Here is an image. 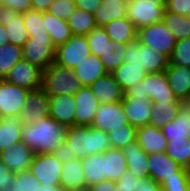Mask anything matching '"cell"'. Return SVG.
<instances>
[{
  "instance_id": "cell-10",
  "label": "cell",
  "mask_w": 190,
  "mask_h": 191,
  "mask_svg": "<svg viewBox=\"0 0 190 191\" xmlns=\"http://www.w3.org/2000/svg\"><path fill=\"white\" fill-rule=\"evenodd\" d=\"M50 99L42 89L29 90L19 113L21 125L34 124L49 116Z\"/></svg>"
},
{
  "instance_id": "cell-30",
  "label": "cell",
  "mask_w": 190,
  "mask_h": 191,
  "mask_svg": "<svg viewBox=\"0 0 190 191\" xmlns=\"http://www.w3.org/2000/svg\"><path fill=\"white\" fill-rule=\"evenodd\" d=\"M103 160L105 161L106 180L118 181L128 168L122 149L108 148L103 153Z\"/></svg>"
},
{
  "instance_id": "cell-11",
  "label": "cell",
  "mask_w": 190,
  "mask_h": 191,
  "mask_svg": "<svg viewBox=\"0 0 190 191\" xmlns=\"http://www.w3.org/2000/svg\"><path fill=\"white\" fill-rule=\"evenodd\" d=\"M63 163L49 153H35L30 165V172L41 183L50 185H60L61 171Z\"/></svg>"
},
{
  "instance_id": "cell-7",
  "label": "cell",
  "mask_w": 190,
  "mask_h": 191,
  "mask_svg": "<svg viewBox=\"0 0 190 191\" xmlns=\"http://www.w3.org/2000/svg\"><path fill=\"white\" fill-rule=\"evenodd\" d=\"M137 38L141 44L153 48L168 59L172 56L176 44L173 33L162 21L138 29Z\"/></svg>"
},
{
  "instance_id": "cell-16",
  "label": "cell",
  "mask_w": 190,
  "mask_h": 191,
  "mask_svg": "<svg viewBox=\"0 0 190 191\" xmlns=\"http://www.w3.org/2000/svg\"><path fill=\"white\" fill-rule=\"evenodd\" d=\"M128 124V119L122 108V102L111 104L101 103L95 114L92 127L104 132L115 130Z\"/></svg>"
},
{
  "instance_id": "cell-19",
  "label": "cell",
  "mask_w": 190,
  "mask_h": 191,
  "mask_svg": "<svg viewBox=\"0 0 190 191\" xmlns=\"http://www.w3.org/2000/svg\"><path fill=\"white\" fill-rule=\"evenodd\" d=\"M49 116L65 128L75 125L76 103L74 95L49 96Z\"/></svg>"
},
{
  "instance_id": "cell-6",
  "label": "cell",
  "mask_w": 190,
  "mask_h": 191,
  "mask_svg": "<svg viewBox=\"0 0 190 191\" xmlns=\"http://www.w3.org/2000/svg\"><path fill=\"white\" fill-rule=\"evenodd\" d=\"M167 0H129L127 16L138 29L162 21Z\"/></svg>"
},
{
  "instance_id": "cell-3",
  "label": "cell",
  "mask_w": 190,
  "mask_h": 191,
  "mask_svg": "<svg viewBox=\"0 0 190 191\" xmlns=\"http://www.w3.org/2000/svg\"><path fill=\"white\" fill-rule=\"evenodd\" d=\"M124 96L149 98L151 102L179 101L170 88L165 71L147 73L141 82L128 87Z\"/></svg>"
},
{
  "instance_id": "cell-36",
  "label": "cell",
  "mask_w": 190,
  "mask_h": 191,
  "mask_svg": "<svg viewBox=\"0 0 190 191\" xmlns=\"http://www.w3.org/2000/svg\"><path fill=\"white\" fill-rule=\"evenodd\" d=\"M72 35L87 36L96 26L94 14L76 8L67 19Z\"/></svg>"
},
{
  "instance_id": "cell-13",
  "label": "cell",
  "mask_w": 190,
  "mask_h": 191,
  "mask_svg": "<svg viewBox=\"0 0 190 191\" xmlns=\"http://www.w3.org/2000/svg\"><path fill=\"white\" fill-rule=\"evenodd\" d=\"M42 71L39 66L22 58L11 68L5 80L28 90H34L41 88Z\"/></svg>"
},
{
  "instance_id": "cell-51",
  "label": "cell",
  "mask_w": 190,
  "mask_h": 191,
  "mask_svg": "<svg viewBox=\"0 0 190 191\" xmlns=\"http://www.w3.org/2000/svg\"><path fill=\"white\" fill-rule=\"evenodd\" d=\"M76 8L93 13L100 6L102 0H74Z\"/></svg>"
},
{
  "instance_id": "cell-39",
  "label": "cell",
  "mask_w": 190,
  "mask_h": 191,
  "mask_svg": "<svg viewBox=\"0 0 190 191\" xmlns=\"http://www.w3.org/2000/svg\"><path fill=\"white\" fill-rule=\"evenodd\" d=\"M165 153L182 168H185L190 163V139L168 140Z\"/></svg>"
},
{
  "instance_id": "cell-55",
  "label": "cell",
  "mask_w": 190,
  "mask_h": 191,
  "mask_svg": "<svg viewBox=\"0 0 190 191\" xmlns=\"http://www.w3.org/2000/svg\"><path fill=\"white\" fill-rule=\"evenodd\" d=\"M57 160L61 163H65L70 160V151H69V145H67L65 142L62 144V146L54 151L52 153Z\"/></svg>"
},
{
  "instance_id": "cell-41",
  "label": "cell",
  "mask_w": 190,
  "mask_h": 191,
  "mask_svg": "<svg viewBox=\"0 0 190 191\" xmlns=\"http://www.w3.org/2000/svg\"><path fill=\"white\" fill-rule=\"evenodd\" d=\"M29 37H47L49 32L46 30L43 21V12L28 10L22 14Z\"/></svg>"
},
{
  "instance_id": "cell-14",
  "label": "cell",
  "mask_w": 190,
  "mask_h": 191,
  "mask_svg": "<svg viewBox=\"0 0 190 191\" xmlns=\"http://www.w3.org/2000/svg\"><path fill=\"white\" fill-rule=\"evenodd\" d=\"M28 89L0 79V118L7 115H19L25 103Z\"/></svg>"
},
{
  "instance_id": "cell-44",
  "label": "cell",
  "mask_w": 190,
  "mask_h": 191,
  "mask_svg": "<svg viewBox=\"0 0 190 191\" xmlns=\"http://www.w3.org/2000/svg\"><path fill=\"white\" fill-rule=\"evenodd\" d=\"M14 182L15 191H38L41 184L30 172V170H24L16 173Z\"/></svg>"
},
{
  "instance_id": "cell-62",
  "label": "cell",
  "mask_w": 190,
  "mask_h": 191,
  "mask_svg": "<svg viewBox=\"0 0 190 191\" xmlns=\"http://www.w3.org/2000/svg\"><path fill=\"white\" fill-rule=\"evenodd\" d=\"M129 0H102V2H107V3H111V2H128Z\"/></svg>"
},
{
  "instance_id": "cell-32",
  "label": "cell",
  "mask_w": 190,
  "mask_h": 191,
  "mask_svg": "<svg viewBox=\"0 0 190 191\" xmlns=\"http://www.w3.org/2000/svg\"><path fill=\"white\" fill-rule=\"evenodd\" d=\"M43 21L55 47L66 43L72 37L67 20L58 18L46 11L43 12Z\"/></svg>"
},
{
  "instance_id": "cell-12",
  "label": "cell",
  "mask_w": 190,
  "mask_h": 191,
  "mask_svg": "<svg viewBox=\"0 0 190 191\" xmlns=\"http://www.w3.org/2000/svg\"><path fill=\"white\" fill-rule=\"evenodd\" d=\"M149 178L162 184L171 177H187L185 168H182L165 152L148 154Z\"/></svg>"
},
{
  "instance_id": "cell-61",
  "label": "cell",
  "mask_w": 190,
  "mask_h": 191,
  "mask_svg": "<svg viewBox=\"0 0 190 191\" xmlns=\"http://www.w3.org/2000/svg\"><path fill=\"white\" fill-rule=\"evenodd\" d=\"M186 175L190 183V163L185 167Z\"/></svg>"
},
{
  "instance_id": "cell-25",
  "label": "cell",
  "mask_w": 190,
  "mask_h": 191,
  "mask_svg": "<svg viewBox=\"0 0 190 191\" xmlns=\"http://www.w3.org/2000/svg\"><path fill=\"white\" fill-rule=\"evenodd\" d=\"M122 152L127 161V170L139 179L149 177L148 154L143 151L137 141L123 148Z\"/></svg>"
},
{
  "instance_id": "cell-8",
  "label": "cell",
  "mask_w": 190,
  "mask_h": 191,
  "mask_svg": "<svg viewBox=\"0 0 190 191\" xmlns=\"http://www.w3.org/2000/svg\"><path fill=\"white\" fill-rule=\"evenodd\" d=\"M90 54L87 37L72 35L66 43L56 47L55 63L73 70Z\"/></svg>"
},
{
  "instance_id": "cell-34",
  "label": "cell",
  "mask_w": 190,
  "mask_h": 191,
  "mask_svg": "<svg viewBox=\"0 0 190 191\" xmlns=\"http://www.w3.org/2000/svg\"><path fill=\"white\" fill-rule=\"evenodd\" d=\"M112 74L115 80L125 91L133 84L141 82L147 72L141 65L123 62L117 69L112 72Z\"/></svg>"
},
{
  "instance_id": "cell-46",
  "label": "cell",
  "mask_w": 190,
  "mask_h": 191,
  "mask_svg": "<svg viewBox=\"0 0 190 191\" xmlns=\"http://www.w3.org/2000/svg\"><path fill=\"white\" fill-rule=\"evenodd\" d=\"M75 9L74 0H54L47 12L58 18L67 20Z\"/></svg>"
},
{
  "instance_id": "cell-4",
  "label": "cell",
  "mask_w": 190,
  "mask_h": 191,
  "mask_svg": "<svg viewBox=\"0 0 190 191\" xmlns=\"http://www.w3.org/2000/svg\"><path fill=\"white\" fill-rule=\"evenodd\" d=\"M81 87L82 85L73 70L55 62L42 71L41 88L48 96L75 95Z\"/></svg>"
},
{
  "instance_id": "cell-29",
  "label": "cell",
  "mask_w": 190,
  "mask_h": 191,
  "mask_svg": "<svg viewBox=\"0 0 190 191\" xmlns=\"http://www.w3.org/2000/svg\"><path fill=\"white\" fill-rule=\"evenodd\" d=\"M91 54L101 60L110 53L114 52L117 43L112 41L103 26H96L87 36Z\"/></svg>"
},
{
  "instance_id": "cell-59",
  "label": "cell",
  "mask_w": 190,
  "mask_h": 191,
  "mask_svg": "<svg viewBox=\"0 0 190 191\" xmlns=\"http://www.w3.org/2000/svg\"><path fill=\"white\" fill-rule=\"evenodd\" d=\"M38 191H64L60 185H46L40 184Z\"/></svg>"
},
{
  "instance_id": "cell-35",
  "label": "cell",
  "mask_w": 190,
  "mask_h": 191,
  "mask_svg": "<svg viewBox=\"0 0 190 191\" xmlns=\"http://www.w3.org/2000/svg\"><path fill=\"white\" fill-rule=\"evenodd\" d=\"M127 16V2H101L94 12L97 26H105L113 20Z\"/></svg>"
},
{
  "instance_id": "cell-53",
  "label": "cell",
  "mask_w": 190,
  "mask_h": 191,
  "mask_svg": "<svg viewBox=\"0 0 190 191\" xmlns=\"http://www.w3.org/2000/svg\"><path fill=\"white\" fill-rule=\"evenodd\" d=\"M135 191H162L160 184L151 178L140 179V186Z\"/></svg>"
},
{
  "instance_id": "cell-26",
  "label": "cell",
  "mask_w": 190,
  "mask_h": 191,
  "mask_svg": "<svg viewBox=\"0 0 190 191\" xmlns=\"http://www.w3.org/2000/svg\"><path fill=\"white\" fill-rule=\"evenodd\" d=\"M74 75L82 86H90L98 78L107 74L102 60L90 54L85 60L73 69Z\"/></svg>"
},
{
  "instance_id": "cell-20",
  "label": "cell",
  "mask_w": 190,
  "mask_h": 191,
  "mask_svg": "<svg viewBox=\"0 0 190 191\" xmlns=\"http://www.w3.org/2000/svg\"><path fill=\"white\" fill-rule=\"evenodd\" d=\"M167 140L190 139V100H179L176 118L161 128Z\"/></svg>"
},
{
  "instance_id": "cell-37",
  "label": "cell",
  "mask_w": 190,
  "mask_h": 191,
  "mask_svg": "<svg viewBox=\"0 0 190 191\" xmlns=\"http://www.w3.org/2000/svg\"><path fill=\"white\" fill-rule=\"evenodd\" d=\"M162 22L173 33L176 40L190 38V19L185 15L165 10Z\"/></svg>"
},
{
  "instance_id": "cell-38",
  "label": "cell",
  "mask_w": 190,
  "mask_h": 191,
  "mask_svg": "<svg viewBox=\"0 0 190 191\" xmlns=\"http://www.w3.org/2000/svg\"><path fill=\"white\" fill-rule=\"evenodd\" d=\"M22 58L21 46L11 43L0 46V79H5L11 68Z\"/></svg>"
},
{
  "instance_id": "cell-15",
  "label": "cell",
  "mask_w": 190,
  "mask_h": 191,
  "mask_svg": "<svg viewBox=\"0 0 190 191\" xmlns=\"http://www.w3.org/2000/svg\"><path fill=\"white\" fill-rule=\"evenodd\" d=\"M75 125L92 126L95 114L99 108V101L90 86H82L74 95Z\"/></svg>"
},
{
  "instance_id": "cell-58",
  "label": "cell",
  "mask_w": 190,
  "mask_h": 191,
  "mask_svg": "<svg viewBox=\"0 0 190 191\" xmlns=\"http://www.w3.org/2000/svg\"><path fill=\"white\" fill-rule=\"evenodd\" d=\"M9 43V37L7 35V31L5 26L0 25V46Z\"/></svg>"
},
{
  "instance_id": "cell-5",
  "label": "cell",
  "mask_w": 190,
  "mask_h": 191,
  "mask_svg": "<svg viewBox=\"0 0 190 191\" xmlns=\"http://www.w3.org/2000/svg\"><path fill=\"white\" fill-rule=\"evenodd\" d=\"M124 62L141 65L147 73H158L167 69L169 59L136 38L126 45Z\"/></svg>"
},
{
  "instance_id": "cell-60",
  "label": "cell",
  "mask_w": 190,
  "mask_h": 191,
  "mask_svg": "<svg viewBox=\"0 0 190 191\" xmlns=\"http://www.w3.org/2000/svg\"><path fill=\"white\" fill-rule=\"evenodd\" d=\"M0 191H15V182L14 179H10L8 184L1 185Z\"/></svg>"
},
{
  "instance_id": "cell-31",
  "label": "cell",
  "mask_w": 190,
  "mask_h": 191,
  "mask_svg": "<svg viewBox=\"0 0 190 191\" xmlns=\"http://www.w3.org/2000/svg\"><path fill=\"white\" fill-rule=\"evenodd\" d=\"M178 110L179 101L152 102V110L148 124L161 129L168 122L176 118Z\"/></svg>"
},
{
  "instance_id": "cell-49",
  "label": "cell",
  "mask_w": 190,
  "mask_h": 191,
  "mask_svg": "<svg viewBox=\"0 0 190 191\" xmlns=\"http://www.w3.org/2000/svg\"><path fill=\"white\" fill-rule=\"evenodd\" d=\"M165 9L190 19V0H167Z\"/></svg>"
},
{
  "instance_id": "cell-23",
  "label": "cell",
  "mask_w": 190,
  "mask_h": 191,
  "mask_svg": "<svg viewBox=\"0 0 190 191\" xmlns=\"http://www.w3.org/2000/svg\"><path fill=\"white\" fill-rule=\"evenodd\" d=\"M165 73L177 99L190 100V67L168 64Z\"/></svg>"
},
{
  "instance_id": "cell-47",
  "label": "cell",
  "mask_w": 190,
  "mask_h": 191,
  "mask_svg": "<svg viewBox=\"0 0 190 191\" xmlns=\"http://www.w3.org/2000/svg\"><path fill=\"white\" fill-rule=\"evenodd\" d=\"M140 186V179L137 178L132 172H126L116 181L114 191H135Z\"/></svg>"
},
{
  "instance_id": "cell-18",
  "label": "cell",
  "mask_w": 190,
  "mask_h": 191,
  "mask_svg": "<svg viewBox=\"0 0 190 191\" xmlns=\"http://www.w3.org/2000/svg\"><path fill=\"white\" fill-rule=\"evenodd\" d=\"M121 102L129 124L137 128L149 123L152 110V102L149 98L124 96Z\"/></svg>"
},
{
  "instance_id": "cell-48",
  "label": "cell",
  "mask_w": 190,
  "mask_h": 191,
  "mask_svg": "<svg viewBox=\"0 0 190 191\" xmlns=\"http://www.w3.org/2000/svg\"><path fill=\"white\" fill-rule=\"evenodd\" d=\"M162 191H189V180L187 177H171L161 185Z\"/></svg>"
},
{
  "instance_id": "cell-17",
  "label": "cell",
  "mask_w": 190,
  "mask_h": 191,
  "mask_svg": "<svg viewBox=\"0 0 190 191\" xmlns=\"http://www.w3.org/2000/svg\"><path fill=\"white\" fill-rule=\"evenodd\" d=\"M35 153L23 142L10 145L0 152V161L14 173L29 170Z\"/></svg>"
},
{
  "instance_id": "cell-9",
  "label": "cell",
  "mask_w": 190,
  "mask_h": 191,
  "mask_svg": "<svg viewBox=\"0 0 190 191\" xmlns=\"http://www.w3.org/2000/svg\"><path fill=\"white\" fill-rule=\"evenodd\" d=\"M22 51L25 60L43 70L55 62L56 47L50 36L29 37L22 46Z\"/></svg>"
},
{
  "instance_id": "cell-52",
  "label": "cell",
  "mask_w": 190,
  "mask_h": 191,
  "mask_svg": "<svg viewBox=\"0 0 190 191\" xmlns=\"http://www.w3.org/2000/svg\"><path fill=\"white\" fill-rule=\"evenodd\" d=\"M18 13L11 8L0 4V25L7 26L9 21L14 19Z\"/></svg>"
},
{
  "instance_id": "cell-50",
  "label": "cell",
  "mask_w": 190,
  "mask_h": 191,
  "mask_svg": "<svg viewBox=\"0 0 190 191\" xmlns=\"http://www.w3.org/2000/svg\"><path fill=\"white\" fill-rule=\"evenodd\" d=\"M0 4L11 8L18 14L32 10V0H0Z\"/></svg>"
},
{
  "instance_id": "cell-33",
  "label": "cell",
  "mask_w": 190,
  "mask_h": 191,
  "mask_svg": "<svg viewBox=\"0 0 190 191\" xmlns=\"http://www.w3.org/2000/svg\"><path fill=\"white\" fill-rule=\"evenodd\" d=\"M86 187H90L99 182L106 180L105 176V161L103 153L92 154L84 159H81Z\"/></svg>"
},
{
  "instance_id": "cell-2",
  "label": "cell",
  "mask_w": 190,
  "mask_h": 191,
  "mask_svg": "<svg viewBox=\"0 0 190 191\" xmlns=\"http://www.w3.org/2000/svg\"><path fill=\"white\" fill-rule=\"evenodd\" d=\"M64 142L69 145L70 160L104 153L111 147L108 134L92 126L67 127Z\"/></svg>"
},
{
  "instance_id": "cell-28",
  "label": "cell",
  "mask_w": 190,
  "mask_h": 191,
  "mask_svg": "<svg viewBox=\"0 0 190 191\" xmlns=\"http://www.w3.org/2000/svg\"><path fill=\"white\" fill-rule=\"evenodd\" d=\"M103 27L109 38L117 44H128L137 38L138 30L128 17L113 20Z\"/></svg>"
},
{
  "instance_id": "cell-43",
  "label": "cell",
  "mask_w": 190,
  "mask_h": 191,
  "mask_svg": "<svg viewBox=\"0 0 190 191\" xmlns=\"http://www.w3.org/2000/svg\"><path fill=\"white\" fill-rule=\"evenodd\" d=\"M168 64L190 67V38L176 40Z\"/></svg>"
},
{
  "instance_id": "cell-22",
  "label": "cell",
  "mask_w": 190,
  "mask_h": 191,
  "mask_svg": "<svg viewBox=\"0 0 190 191\" xmlns=\"http://www.w3.org/2000/svg\"><path fill=\"white\" fill-rule=\"evenodd\" d=\"M136 141L146 154L165 152L168 142L162 130L150 124L137 127Z\"/></svg>"
},
{
  "instance_id": "cell-54",
  "label": "cell",
  "mask_w": 190,
  "mask_h": 191,
  "mask_svg": "<svg viewBox=\"0 0 190 191\" xmlns=\"http://www.w3.org/2000/svg\"><path fill=\"white\" fill-rule=\"evenodd\" d=\"M116 182L111 180H104L87 188V191H114Z\"/></svg>"
},
{
  "instance_id": "cell-27",
  "label": "cell",
  "mask_w": 190,
  "mask_h": 191,
  "mask_svg": "<svg viewBox=\"0 0 190 191\" xmlns=\"http://www.w3.org/2000/svg\"><path fill=\"white\" fill-rule=\"evenodd\" d=\"M21 132L19 115L11 114L0 118V152L10 145L21 143Z\"/></svg>"
},
{
  "instance_id": "cell-45",
  "label": "cell",
  "mask_w": 190,
  "mask_h": 191,
  "mask_svg": "<svg viewBox=\"0 0 190 191\" xmlns=\"http://www.w3.org/2000/svg\"><path fill=\"white\" fill-rule=\"evenodd\" d=\"M125 43H118L113 53H110L102 59L103 65L107 73H112L124 62V55L126 51Z\"/></svg>"
},
{
  "instance_id": "cell-1",
  "label": "cell",
  "mask_w": 190,
  "mask_h": 191,
  "mask_svg": "<svg viewBox=\"0 0 190 191\" xmlns=\"http://www.w3.org/2000/svg\"><path fill=\"white\" fill-rule=\"evenodd\" d=\"M65 127L50 116L34 124L22 126V142L34 153H49L59 149L65 141Z\"/></svg>"
},
{
  "instance_id": "cell-56",
  "label": "cell",
  "mask_w": 190,
  "mask_h": 191,
  "mask_svg": "<svg viewBox=\"0 0 190 191\" xmlns=\"http://www.w3.org/2000/svg\"><path fill=\"white\" fill-rule=\"evenodd\" d=\"M16 173L11 172L1 161H0V186L8 184L10 179H14Z\"/></svg>"
},
{
  "instance_id": "cell-24",
  "label": "cell",
  "mask_w": 190,
  "mask_h": 191,
  "mask_svg": "<svg viewBox=\"0 0 190 191\" xmlns=\"http://www.w3.org/2000/svg\"><path fill=\"white\" fill-rule=\"evenodd\" d=\"M60 186L64 191L87 190L81 159H71L63 163Z\"/></svg>"
},
{
  "instance_id": "cell-40",
  "label": "cell",
  "mask_w": 190,
  "mask_h": 191,
  "mask_svg": "<svg viewBox=\"0 0 190 191\" xmlns=\"http://www.w3.org/2000/svg\"><path fill=\"white\" fill-rule=\"evenodd\" d=\"M107 134L112 148L123 149L136 141L137 128L128 123Z\"/></svg>"
},
{
  "instance_id": "cell-21",
  "label": "cell",
  "mask_w": 190,
  "mask_h": 191,
  "mask_svg": "<svg viewBox=\"0 0 190 191\" xmlns=\"http://www.w3.org/2000/svg\"><path fill=\"white\" fill-rule=\"evenodd\" d=\"M90 87L100 104H111L122 101L125 95V91L115 80L112 73H107L98 78Z\"/></svg>"
},
{
  "instance_id": "cell-57",
  "label": "cell",
  "mask_w": 190,
  "mask_h": 191,
  "mask_svg": "<svg viewBox=\"0 0 190 191\" xmlns=\"http://www.w3.org/2000/svg\"><path fill=\"white\" fill-rule=\"evenodd\" d=\"M54 0H32V10L46 12Z\"/></svg>"
},
{
  "instance_id": "cell-42",
  "label": "cell",
  "mask_w": 190,
  "mask_h": 191,
  "mask_svg": "<svg viewBox=\"0 0 190 191\" xmlns=\"http://www.w3.org/2000/svg\"><path fill=\"white\" fill-rule=\"evenodd\" d=\"M5 29L9 37V43L13 45L22 47L29 38L22 14H17L14 19L10 20Z\"/></svg>"
}]
</instances>
